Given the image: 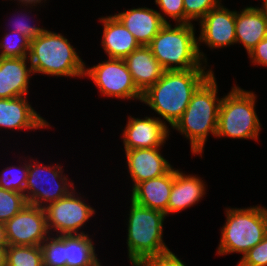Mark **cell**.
Wrapping results in <instances>:
<instances>
[{"label":"cell","mask_w":267,"mask_h":266,"mask_svg":"<svg viewBox=\"0 0 267 266\" xmlns=\"http://www.w3.org/2000/svg\"><path fill=\"white\" fill-rule=\"evenodd\" d=\"M165 71L162 77L150 86L142 101L163 117L171 128L181 118L192 95L213 73L210 69Z\"/></svg>","instance_id":"1"},{"label":"cell","mask_w":267,"mask_h":266,"mask_svg":"<svg viewBox=\"0 0 267 266\" xmlns=\"http://www.w3.org/2000/svg\"><path fill=\"white\" fill-rule=\"evenodd\" d=\"M212 73L194 92L181 118L172 127L190 141L191 152H203L209 133L216 136L222 98H217V83Z\"/></svg>","instance_id":"2"},{"label":"cell","mask_w":267,"mask_h":266,"mask_svg":"<svg viewBox=\"0 0 267 266\" xmlns=\"http://www.w3.org/2000/svg\"><path fill=\"white\" fill-rule=\"evenodd\" d=\"M28 59L34 74L84 77L85 63L69 40L46 29L30 41Z\"/></svg>","instance_id":"3"},{"label":"cell","mask_w":267,"mask_h":266,"mask_svg":"<svg viewBox=\"0 0 267 266\" xmlns=\"http://www.w3.org/2000/svg\"><path fill=\"white\" fill-rule=\"evenodd\" d=\"M148 47L165 71L207 69L202 67L193 24L166 23Z\"/></svg>","instance_id":"4"},{"label":"cell","mask_w":267,"mask_h":266,"mask_svg":"<svg viewBox=\"0 0 267 266\" xmlns=\"http://www.w3.org/2000/svg\"><path fill=\"white\" fill-rule=\"evenodd\" d=\"M219 255L242 253V257L267 235V209L261 206L226 209Z\"/></svg>","instance_id":"5"},{"label":"cell","mask_w":267,"mask_h":266,"mask_svg":"<svg viewBox=\"0 0 267 266\" xmlns=\"http://www.w3.org/2000/svg\"><path fill=\"white\" fill-rule=\"evenodd\" d=\"M128 220V257L134 265L144 258L170 252L163 241V221L166 214L141 206L131 200Z\"/></svg>","instance_id":"6"},{"label":"cell","mask_w":267,"mask_h":266,"mask_svg":"<svg viewBox=\"0 0 267 266\" xmlns=\"http://www.w3.org/2000/svg\"><path fill=\"white\" fill-rule=\"evenodd\" d=\"M256 95L238 86L222 98L216 137L257 140L261 131L255 111Z\"/></svg>","instance_id":"7"},{"label":"cell","mask_w":267,"mask_h":266,"mask_svg":"<svg viewBox=\"0 0 267 266\" xmlns=\"http://www.w3.org/2000/svg\"><path fill=\"white\" fill-rule=\"evenodd\" d=\"M31 162L33 161L28 163V177L24 189L29 205L44 208L75 189L74 183L68 182V178L63 175L61 165L45 166L40 165V162Z\"/></svg>","instance_id":"8"},{"label":"cell","mask_w":267,"mask_h":266,"mask_svg":"<svg viewBox=\"0 0 267 266\" xmlns=\"http://www.w3.org/2000/svg\"><path fill=\"white\" fill-rule=\"evenodd\" d=\"M88 76L103 96L142 101L143 93L135 85L124 59L109 58L93 67L86 68Z\"/></svg>","instance_id":"9"},{"label":"cell","mask_w":267,"mask_h":266,"mask_svg":"<svg viewBox=\"0 0 267 266\" xmlns=\"http://www.w3.org/2000/svg\"><path fill=\"white\" fill-rule=\"evenodd\" d=\"M74 191L75 189L67 196L44 207L50 235H52V230L57 232V236L84 234L79 230L95 214V210L87 205L85 200L82 201L81 197L76 196Z\"/></svg>","instance_id":"10"},{"label":"cell","mask_w":267,"mask_h":266,"mask_svg":"<svg viewBox=\"0 0 267 266\" xmlns=\"http://www.w3.org/2000/svg\"><path fill=\"white\" fill-rule=\"evenodd\" d=\"M8 245L40 246L49 236L44 208L27 204L5 222Z\"/></svg>","instance_id":"11"},{"label":"cell","mask_w":267,"mask_h":266,"mask_svg":"<svg viewBox=\"0 0 267 266\" xmlns=\"http://www.w3.org/2000/svg\"><path fill=\"white\" fill-rule=\"evenodd\" d=\"M200 36L198 39V53L200 58H204V53L200 52V42H205L211 48H224L236 44L235 33V11H230L222 4L210 10L200 21Z\"/></svg>","instance_id":"12"},{"label":"cell","mask_w":267,"mask_h":266,"mask_svg":"<svg viewBox=\"0 0 267 266\" xmlns=\"http://www.w3.org/2000/svg\"><path fill=\"white\" fill-rule=\"evenodd\" d=\"M125 150L161 147L169 136L166 123L157 117H129L123 130Z\"/></svg>","instance_id":"13"},{"label":"cell","mask_w":267,"mask_h":266,"mask_svg":"<svg viewBox=\"0 0 267 266\" xmlns=\"http://www.w3.org/2000/svg\"><path fill=\"white\" fill-rule=\"evenodd\" d=\"M160 148L125 150L128 171L134 182L132 189L143 181L166 174L172 166L160 153Z\"/></svg>","instance_id":"14"},{"label":"cell","mask_w":267,"mask_h":266,"mask_svg":"<svg viewBox=\"0 0 267 266\" xmlns=\"http://www.w3.org/2000/svg\"><path fill=\"white\" fill-rule=\"evenodd\" d=\"M135 37L140 46H148L160 29L169 23L157 10L141 7L114 14Z\"/></svg>","instance_id":"15"},{"label":"cell","mask_w":267,"mask_h":266,"mask_svg":"<svg viewBox=\"0 0 267 266\" xmlns=\"http://www.w3.org/2000/svg\"><path fill=\"white\" fill-rule=\"evenodd\" d=\"M50 124L29 105L27 97L0 98V127L8 129H40Z\"/></svg>","instance_id":"16"},{"label":"cell","mask_w":267,"mask_h":266,"mask_svg":"<svg viewBox=\"0 0 267 266\" xmlns=\"http://www.w3.org/2000/svg\"><path fill=\"white\" fill-rule=\"evenodd\" d=\"M174 181V168L166 174L138 183L131 191L135 203L158 210L168 216V203Z\"/></svg>","instance_id":"17"},{"label":"cell","mask_w":267,"mask_h":266,"mask_svg":"<svg viewBox=\"0 0 267 266\" xmlns=\"http://www.w3.org/2000/svg\"><path fill=\"white\" fill-rule=\"evenodd\" d=\"M28 57H0V98L27 96L32 72L27 67Z\"/></svg>","instance_id":"18"},{"label":"cell","mask_w":267,"mask_h":266,"mask_svg":"<svg viewBox=\"0 0 267 266\" xmlns=\"http://www.w3.org/2000/svg\"><path fill=\"white\" fill-rule=\"evenodd\" d=\"M137 88L144 93L165 72L148 46H140L124 58Z\"/></svg>","instance_id":"19"},{"label":"cell","mask_w":267,"mask_h":266,"mask_svg":"<svg viewBox=\"0 0 267 266\" xmlns=\"http://www.w3.org/2000/svg\"><path fill=\"white\" fill-rule=\"evenodd\" d=\"M236 43H242L249 53L267 36V17L260 7H246L235 11Z\"/></svg>","instance_id":"20"},{"label":"cell","mask_w":267,"mask_h":266,"mask_svg":"<svg viewBox=\"0 0 267 266\" xmlns=\"http://www.w3.org/2000/svg\"><path fill=\"white\" fill-rule=\"evenodd\" d=\"M99 19L104 29L101 43L109 58L124 59L140 47L135 37L115 15Z\"/></svg>","instance_id":"21"},{"label":"cell","mask_w":267,"mask_h":266,"mask_svg":"<svg viewBox=\"0 0 267 266\" xmlns=\"http://www.w3.org/2000/svg\"><path fill=\"white\" fill-rule=\"evenodd\" d=\"M205 183L200 177L186 175L174 168V181L168 203V215L184 210L200 201L205 195Z\"/></svg>","instance_id":"22"},{"label":"cell","mask_w":267,"mask_h":266,"mask_svg":"<svg viewBox=\"0 0 267 266\" xmlns=\"http://www.w3.org/2000/svg\"><path fill=\"white\" fill-rule=\"evenodd\" d=\"M89 235H65L66 266H102Z\"/></svg>","instance_id":"23"},{"label":"cell","mask_w":267,"mask_h":266,"mask_svg":"<svg viewBox=\"0 0 267 266\" xmlns=\"http://www.w3.org/2000/svg\"><path fill=\"white\" fill-rule=\"evenodd\" d=\"M6 266H43L41 246L8 245Z\"/></svg>","instance_id":"24"},{"label":"cell","mask_w":267,"mask_h":266,"mask_svg":"<svg viewBox=\"0 0 267 266\" xmlns=\"http://www.w3.org/2000/svg\"><path fill=\"white\" fill-rule=\"evenodd\" d=\"M48 236L40 245L43 254V266H66L65 235Z\"/></svg>","instance_id":"25"},{"label":"cell","mask_w":267,"mask_h":266,"mask_svg":"<svg viewBox=\"0 0 267 266\" xmlns=\"http://www.w3.org/2000/svg\"><path fill=\"white\" fill-rule=\"evenodd\" d=\"M2 40L0 41V57H28L31 40L26 36L15 31H11L9 33H5Z\"/></svg>","instance_id":"26"},{"label":"cell","mask_w":267,"mask_h":266,"mask_svg":"<svg viewBox=\"0 0 267 266\" xmlns=\"http://www.w3.org/2000/svg\"><path fill=\"white\" fill-rule=\"evenodd\" d=\"M27 204L24 194L0 187V222L10 220Z\"/></svg>","instance_id":"27"},{"label":"cell","mask_w":267,"mask_h":266,"mask_svg":"<svg viewBox=\"0 0 267 266\" xmlns=\"http://www.w3.org/2000/svg\"><path fill=\"white\" fill-rule=\"evenodd\" d=\"M0 187L24 194L28 177V164L22 167L10 166L0 172Z\"/></svg>","instance_id":"28"},{"label":"cell","mask_w":267,"mask_h":266,"mask_svg":"<svg viewBox=\"0 0 267 266\" xmlns=\"http://www.w3.org/2000/svg\"><path fill=\"white\" fill-rule=\"evenodd\" d=\"M221 0H183L185 24L201 20L210 10L221 5Z\"/></svg>","instance_id":"29"},{"label":"cell","mask_w":267,"mask_h":266,"mask_svg":"<svg viewBox=\"0 0 267 266\" xmlns=\"http://www.w3.org/2000/svg\"><path fill=\"white\" fill-rule=\"evenodd\" d=\"M237 266H267V235L241 258Z\"/></svg>","instance_id":"30"},{"label":"cell","mask_w":267,"mask_h":266,"mask_svg":"<svg viewBox=\"0 0 267 266\" xmlns=\"http://www.w3.org/2000/svg\"><path fill=\"white\" fill-rule=\"evenodd\" d=\"M163 14L168 15L176 23H185V13L183 0H155Z\"/></svg>","instance_id":"31"},{"label":"cell","mask_w":267,"mask_h":266,"mask_svg":"<svg viewBox=\"0 0 267 266\" xmlns=\"http://www.w3.org/2000/svg\"><path fill=\"white\" fill-rule=\"evenodd\" d=\"M133 266H186L172 251L155 257L144 258Z\"/></svg>","instance_id":"32"},{"label":"cell","mask_w":267,"mask_h":266,"mask_svg":"<svg viewBox=\"0 0 267 266\" xmlns=\"http://www.w3.org/2000/svg\"><path fill=\"white\" fill-rule=\"evenodd\" d=\"M22 17L23 16H21V18ZM23 18L24 20L21 19L22 21L20 19L19 20L15 19L16 21H14L13 23L14 25L12 24L14 26V29H12V31L18 32L26 36L28 39L33 40L45 30L43 28H40L34 25L32 26V25H29L28 23H25L26 22L25 17Z\"/></svg>","instance_id":"33"},{"label":"cell","mask_w":267,"mask_h":266,"mask_svg":"<svg viewBox=\"0 0 267 266\" xmlns=\"http://www.w3.org/2000/svg\"><path fill=\"white\" fill-rule=\"evenodd\" d=\"M251 62L257 65L267 66V36L261 40L249 53Z\"/></svg>","instance_id":"34"},{"label":"cell","mask_w":267,"mask_h":266,"mask_svg":"<svg viewBox=\"0 0 267 266\" xmlns=\"http://www.w3.org/2000/svg\"><path fill=\"white\" fill-rule=\"evenodd\" d=\"M0 245H8L5 223L0 222Z\"/></svg>","instance_id":"35"},{"label":"cell","mask_w":267,"mask_h":266,"mask_svg":"<svg viewBox=\"0 0 267 266\" xmlns=\"http://www.w3.org/2000/svg\"><path fill=\"white\" fill-rule=\"evenodd\" d=\"M7 247L8 245H0V266H6Z\"/></svg>","instance_id":"36"},{"label":"cell","mask_w":267,"mask_h":266,"mask_svg":"<svg viewBox=\"0 0 267 266\" xmlns=\"http://www.w3.org/2000/svg\"><path fill=\"white\" fill-rule=\"evenodd\" d=\"M41 1H43V0H18V2H19V4L21 3V5L22 6H31V5H33V6H36L35 4H38V3H41ZM45 1V0H44Z\"/></svg>","instance_id":"37"},{"label":"cell","mask_w":267,"mask_h":266,"mask_svg":"<svg viewBox=\"0 0 267 266\" xmlns=\"http://www.w3.org/2000/svg\"><path fill=\"white\" fill-rule=\"evenodd\" d=\"M261 8L264 10V12L266 14V17H267V0H264L263 1V5H262Z\"/></svg>","instance_id":"38"}]
</instances>
